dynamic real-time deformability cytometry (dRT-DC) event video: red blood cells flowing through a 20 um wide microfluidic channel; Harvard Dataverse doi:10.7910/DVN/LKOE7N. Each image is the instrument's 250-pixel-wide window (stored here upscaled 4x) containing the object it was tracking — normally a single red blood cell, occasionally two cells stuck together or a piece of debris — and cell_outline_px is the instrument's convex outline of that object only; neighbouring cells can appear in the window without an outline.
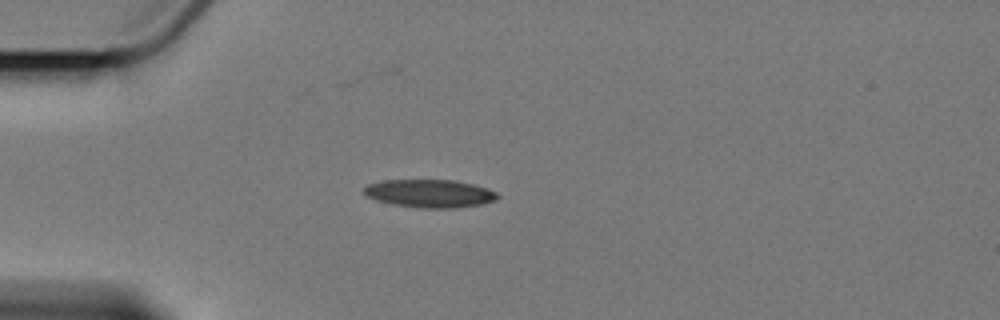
{"species": "Egyptian fruit bat (a non-hibernating species)", "species_latin": "Rousettus aegyptiacus", "temperature_condition": "cold", "stored_images_in_passage": 4, "camera_frame_rate_fps": 3000, "um_per_image_px": 0.085, "animal": {"sex": "female"}, "frame": {"image": 1, "passage_image": 4, "time_ms": 4.333, "image_size_px": [1000, 320], "cell_outline_px": [[500, 196], [496, 200], [480, 204], [456, 208], [420, 208], [392, 204], [376, 200], [368, 196], [364, 192], [364, 188], [368, 184], [384, 180], [456, 180], [488, 188], [496, 192]], "centroid_in_image_um": [36.55, 16.44], "position_along_channel_um": 48.4, "area_um2": 21.79}}